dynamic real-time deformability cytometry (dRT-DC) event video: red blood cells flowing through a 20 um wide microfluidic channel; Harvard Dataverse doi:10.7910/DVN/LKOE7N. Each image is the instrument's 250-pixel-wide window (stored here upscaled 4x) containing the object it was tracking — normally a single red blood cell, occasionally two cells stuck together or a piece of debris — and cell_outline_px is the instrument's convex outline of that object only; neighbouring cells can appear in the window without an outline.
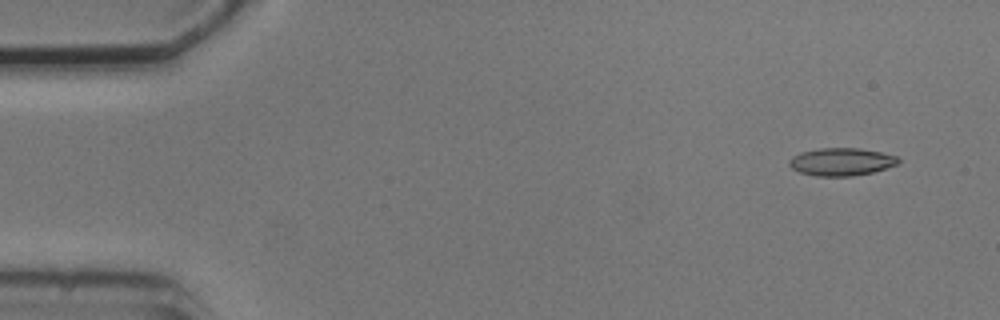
{"species": "common noctule bat (a hibernating species)", "species_latin": "Nyctalus noctula", "temperature_condition": "cold", "stored_images_in_passage": 6, "camera_frame_rate_fps": 3000, "um_per_image_px": 0.085, "animal": {"sex": "male", "body_mass_g": 20.5, "forearm_length_mm": 52.5}, "frame": {"image": 1, "passage_image": 2, "time_ms": 1.0, "image_size_px": [1000, 320], "cell_outline_px": [[900, 160], [896, 164], [872, 172], [852, 176], [816, 176], [800, 172], [792, 168], [788, 164], [788, 160], [792, 156], [800, 152], [820, 148], [860, 148], [880, 152], [896, 156]], "centroid_in_image_um": [71.46, 13.74], "position_along_channel_um": 13.5, "area_um2": 17.51}}
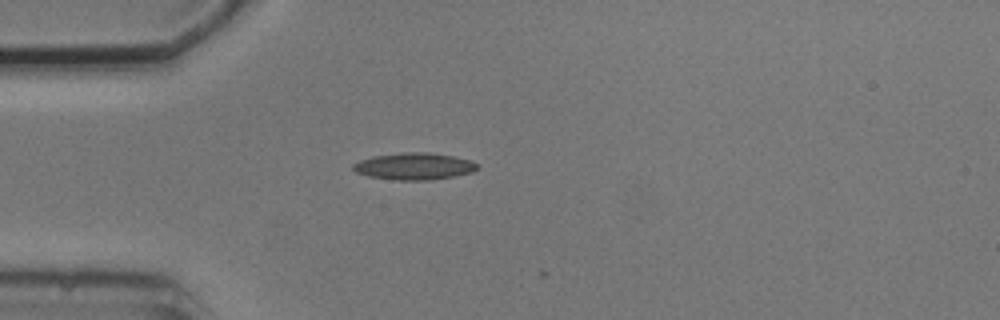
{"frame": {"image": 2, "passage_image": 5, "time_ms": 4.667, "image_size_px": [1000, 320], "cell_outline_px": [[480, 168], [472, 172], [452, 176], [428, 180], [396, 180], [368, 176], [356, 172], [352, 168], [352, 164], [360, 160], [372, 156], [400, 152], [428, 152], [452, 156], [468, 160], [480, 164]], "centroid_in_image_um": [35.19, 14.12], "position_along_channel_um": 49.8, "area_um2": 19.48}}